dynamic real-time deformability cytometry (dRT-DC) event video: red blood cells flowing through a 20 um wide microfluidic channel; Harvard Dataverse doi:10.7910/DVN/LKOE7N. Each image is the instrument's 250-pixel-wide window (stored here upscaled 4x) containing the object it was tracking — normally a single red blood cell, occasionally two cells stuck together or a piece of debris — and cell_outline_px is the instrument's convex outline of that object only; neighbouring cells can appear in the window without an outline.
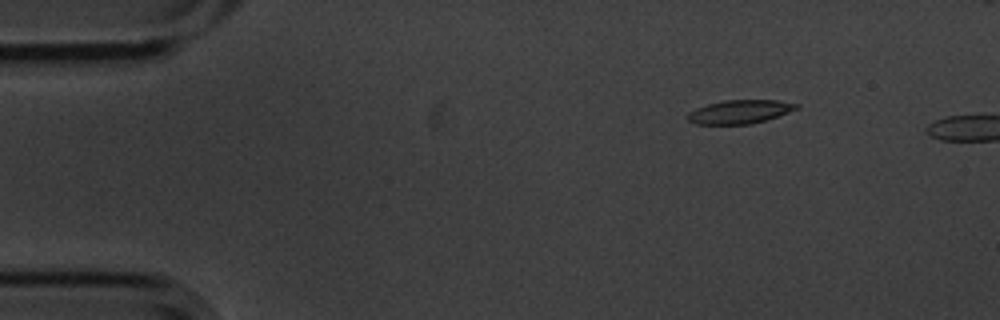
{"species": "common noctule bat (a hibernating species)", "species_latin": "Nyctalus noctula", "temperature_condition": "cold", "stored_images_in_passage": 5, "camera_frame_rate_fps": 3000, "um_per_image_px": 0.085, "animal": {"sex": "male", "body_mass_g": 20.1, "forearm_length_mm": 53.5}, "frame": {"image": 1, "passage_image": 2, "time_ms": 0.333, "image_size_px": [1000, 320], "cell_outline_px": [[800, 108], [752, 124], [696, 124], [688, 120], [688, 112], [696, 108], [708, 104], [724, 100], [776, 100], [800, 104]], "centroid_in_image_um": [62.89, 9.49], "position_along_channel_um": 22.1, "area_um2": 14.85}}